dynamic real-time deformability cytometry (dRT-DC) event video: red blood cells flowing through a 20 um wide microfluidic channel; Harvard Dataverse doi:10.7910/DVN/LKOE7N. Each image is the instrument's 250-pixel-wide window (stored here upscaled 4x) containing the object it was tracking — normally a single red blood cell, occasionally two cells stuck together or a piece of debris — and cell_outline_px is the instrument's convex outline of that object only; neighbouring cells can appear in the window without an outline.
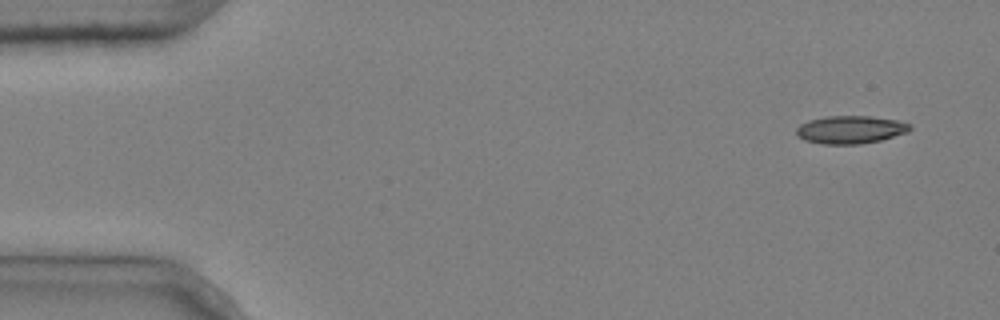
{"species": "common noctule bat (a hibernating species)", "species_latin": "Nyctalus noctula", "temperature_condition": "cold", "stored_images_in_passage": 8, "camera_frame_rate_fps": 3000, "um_per_image_px": 0.085, "animal": {"sex": "male", "body_mass_g": 20.4}, "frame": {"image": 1, "passage_image": 1, "time_ms": 0.0, "image_size_px": [1000, 320], "cell_outline_px": [[912, 128], [908, 132], [880, 140], [860, 144], [820, 144], [804, 140], [796, 132], [796, 128], [800, 124], [808, 120], [824, 116], [868, 116], [900, 120], [912, 124]], "centroid_in_image_um": [72.31, 11.01], "position_along_channel_um": 12.7, "area_um2": 18.61}}
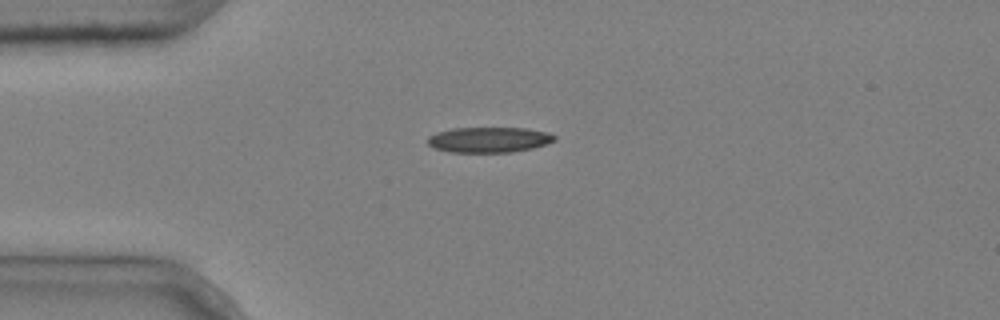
{"frame": {"image": 2, "passage_image": 4, "time_ms": 1.0, "image_size_px": [1000, 320], "cell_outline_px": [[556, 140], [532, 148], [512, 152], [448, 152], [436, 148], [428, 144], [428, 136], [436, 132], [452, 128], [528, 128], [548, 132], [556, 136]], "centroid_in_image_um": [41.56, 11.87], "position_along_channel_um": 43.4, "area_um2": 18.79}}